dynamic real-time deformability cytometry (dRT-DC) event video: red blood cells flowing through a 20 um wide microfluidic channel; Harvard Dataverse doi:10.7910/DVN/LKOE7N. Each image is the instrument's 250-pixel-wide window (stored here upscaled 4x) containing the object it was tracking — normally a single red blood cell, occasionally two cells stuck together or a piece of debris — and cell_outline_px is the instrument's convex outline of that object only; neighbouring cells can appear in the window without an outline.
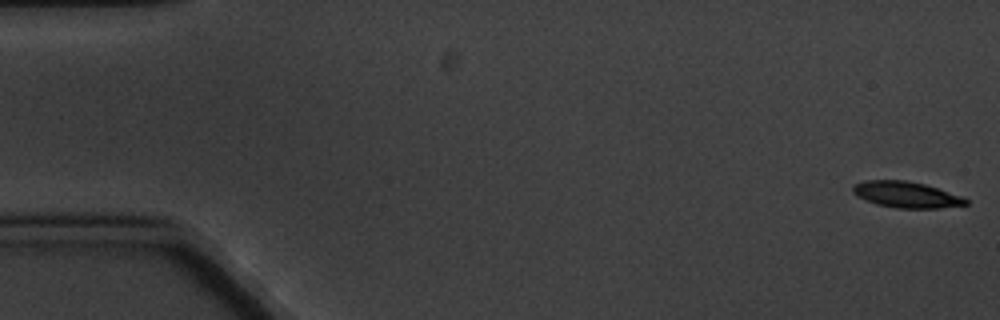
{"species": "common noctule bat (a hibernating species)", "species_latin": "Nyctalus noctula", "temperature_condition": "cold", "stored_images_in_passage": 5, "camera_frame_rate_fps": 3000, "um_per_image_px": 0.085, "animal": {"sex": "male", "body_mass_g": 20.1, "forearm_length_mm": 53.5}, "frame": {"image": 1, "passage_image": 1, "time_ms": 0.0, "image_size_px": [1000, 320], "cell_outline_px": [[968, 204], [940, 208], [896, 208], [876, 204], [856, 196], [852, 192], [852, 184], [864, 180], [904, 180], [924, 184], [964, 196], [968, 200]], "centroid_in_image_um": [77.02, 16.54], "position_along_channel_um": 8.0, "area_um2": 17.34}}
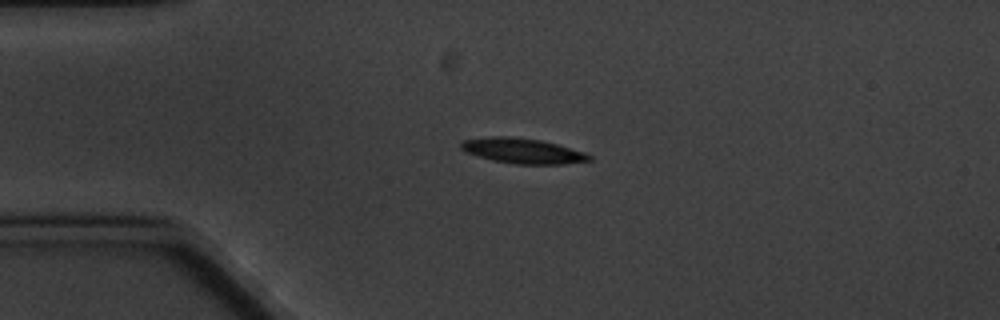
{"frame": {"image": 2, "passage_image": 4, "time_ms": 4.333, "image_size_px": [1000, 320], "cell_outline_px": [[592, 160], [564, 164], [516, 164], [492, 160], [468, 152], [460, 148], [460, 144], [464, 140], [492, 136], [508, 136], [540, 140], [556, 144], [584, 152], [592, 156]], "centroid_in_image_um": [44.45, 12.82], "position_along_channel_um": 40.6, "area_um2": 18.55}}